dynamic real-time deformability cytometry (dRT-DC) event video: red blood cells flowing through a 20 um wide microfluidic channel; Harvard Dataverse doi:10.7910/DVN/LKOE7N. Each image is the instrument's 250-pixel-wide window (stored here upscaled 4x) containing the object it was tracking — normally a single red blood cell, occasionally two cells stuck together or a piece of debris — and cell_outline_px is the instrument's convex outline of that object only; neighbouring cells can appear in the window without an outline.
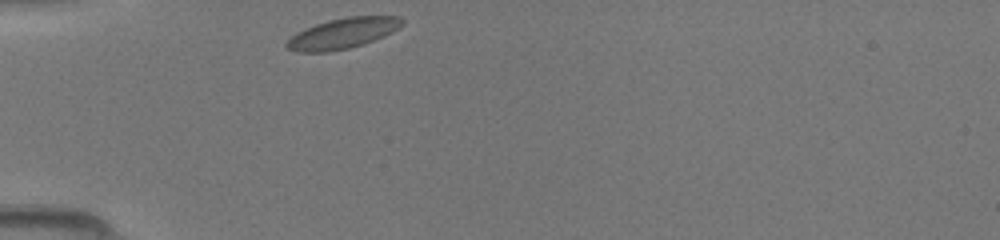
{"species": "common noctule bat (a hibernating species)", "species_latin": "Nyctalus noctula", "temperature_condition": "room temperature", "stored_images_in_passage": 27, "camera_frame_rate_fps": 3000, "um_per_image_px": 0.085, "animal": {"sex": "female", "body_mass_g": 19.5, "forearm_length_mm": 54.1}, "frame": {"image": 1, "passage_image": 1, "time_ms": 0.0, "image_size_px": [1000, 240], "cell_outline_px": [[404, 24], [392, 32], [384, 36], [364, 44], [348, 48], [328, 52], [296, 52], [284, 48], [284, 44], [296, 32], [304, 28], [328, 20], [348, 16], [400, 16], [404, 20]], "centroid_in_image_um": [29.11, 2.83], "position_along_channel_um": 55.9, "area_um2": 20.75}}
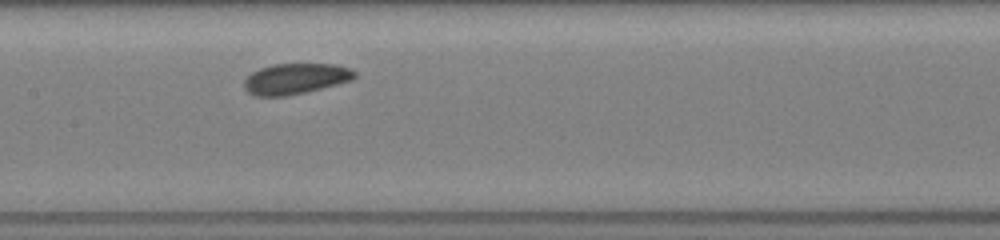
{"frame": {"image": 2, "passage_image": 11, "time_ms": 3.333, "image_size_px": [1000, 240], "cell_outline_px": [[356, 76], [352, 80], [308, 92], [288, 96], [256, 96], [248, 92], [244, 88], [244, 80], [252, 72], [260, 68], [272, 64], [336, 64], [352, 68], [356, 72]], "centroid_in_image_um": [25.14, 6.69], "position_along_channel_um": 182.3, "area_um2": 20.0}}
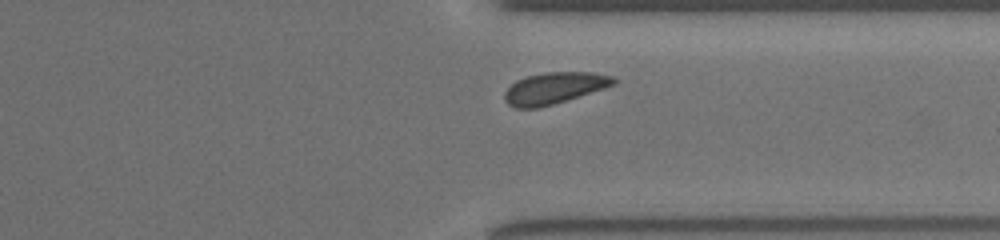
{"frame": {"image": 3, "passage_image": 24, "time_ms": 7.667, "image_size_px": [1000, 240], "cell_outline_px": [[620, 80], [616, 84], [604, 88], [552, 104], [536, 108], [516, 108], [508, 104], [504, 100], [504, 92], [516, 80], [528, 76], [544, 72], [592, 72], [616, 76]], "centroid_in_image_um": [47.15, 7.47], "position_along_channel_um": 364.3, "area_um2": 20.0}}